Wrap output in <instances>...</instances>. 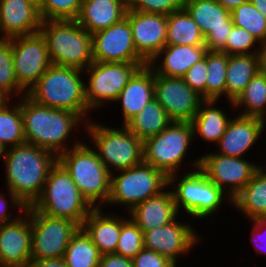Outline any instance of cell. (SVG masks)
<instances>
[{"mask_svg":"<svg viewBox=\"0 0 266 267\" xmlns=\"http://www.w3.org/2000/svg\"><path fill=\"white\" fill-rule=\"evenodd\" d=\"M264 120L266 119L240 115L231 119L226 132L217 143L219 154L241 157L260 137L266 124Z\"/></svg>","mask_w":266,"mask_h":267,"instance_id":"22","label":"cell"},{"mask_svg":"<svg viewBox=\"0 0 266 267\" xmlns=\"http://www.w3.org/2000/svg\"><path fill=\"white\" fill-rule=\"evenodd\" d=\"M127 10V0H82L76 21L93 34L121 21Z\"/></svg>","mask_w":266,"mask_h":267,"instance_id":"25","label":"cell"},{"mask_svg":"<svg viewBox=\"0 0 266 267\" xmlns=\"http://www.w3.org/2000/svg\"><path fill=\"white\" fill-rule=\"evenodd\" d=\"M133 267H175L169 259L157 252L143 248L133 259Z\"/></svg>","mask_w":266,"mask_h":267,"instance_id":"44","label":"cell"},{"mask_svg":"<svg viewBox=\"0 0 266 267\" xmlns=\"http://www.w3.org/2000/svg\"><path fill=\"white\" fill-rule=\"evenodd\" d=\"M258 49L260 72L266 74V43L261 44Z\"/></svg>","mask_w":266,"mask_h":267,"instance_id":"49","label":"cell"},{"mask_svg":"<svg viewBox=\"0 0 266 267\" xmlns=\"http://www.w3.org/2000/svg\"><path fill=\"white\" fill-rule=\"evenodd\" d=\"M0 32H2L1 26H0ZM6 40V38L3 36L2 38H0V42Z\"/></svg>","mask_w":266,"mask_h":267,"instance_id":"55","label":"cell"},{"mask_svg":"<svg viewBox=\"0 0 266 267\" xmlns=\"http://www.w3.org/2000/svg\"><path fill=\"white\" fill-rule=\"evenodd\" d=\"M27 267H66L63 258L30 261Z\"/></svg>","mask_w":266,"mask_h":267,"instance_id":"46","label":"cell"},{"mask_svg":"<svg viewBox=\"0 0 266 267\" xmlns=\"http://www.w3.org/2000/svg\"><path fill=\"white\" fill-rule=\"evenodd\" d=\"M234 107L244 105L245 111L240 116L264 119L266 112V74L258 72L246 85L242 93L232 104ZM241 105V106H240Z\"/></svg>","mask_w":266,"mask_h":267,"instance_id":"34","label":"cell"},{"mask_svg":"<svg viewBox=\"0 0 266 267\" xmlns=\"http://www.w3.org/2000/svg\"><path fill=\"white\" fill-rule=\"evenodd\" d=\"M31 207L51 217L72 220L80 227L93 209L58 162L49 172L41 195Z\"/></svg>","mask_w":266,"mask_h":267,"instance_id":"6","label":"cell"},{"mask_svg":"<svg viewBox=\"0 0 266 267\" xmlns=\"http://www.w3.org/2000/svg\"><path fill=\"white\" fill-rule=\"evenodd\" d=\"M154 96L172 121L191 122L204 100L181 77L155 74Z\"/></svg>","mask_w":266,"mask_h":267,"instance_id":"16","label":"cell"},{"mask_svg":"<svg viewBox=\"0 0 266 267\" xmlns=\"http://www.w3.org/2000/svg\"><path fill=\"white\" fill-rule=\"evenodd\" d=\"M143 248V231L131 218H128L122 224L115 254L133 259Z\"/></svg>","mask_w":266,"mask_h":267,"instance_id":"39","label":"cell"},{"mask_svg":"<svg viewBox=\"0 0 266 267\" xmlns=\"http://www.w3.org/2000/svg\"><path fill=\"white\" fill-rule=\"evenodd\" d=\"M233 24L244 28L261 44L266 43V18L250 0L231 11Z\"/></svg>","mask_w":266,"mask_h":267,"instance_id":"37","label":"cell"},{"mask_svg":"<svg viewBox=\"0 0 266 267\" xmlns=\"http://www.w3.org/2000/svg\"><path fill=\"white\" fill-rule=\"evenodd\" d=\"M172 120L164 108L154 98L141 112L132 117L125 126L139 139H145L159 134Z\"/></svg>","mask_w":266,"mask_h":267,"instance_id":"32","label":"cell"},{"mask_svg":"<svg viewBox=\"0 0 266 267\" xmlns=\"http://www.w3.org/2000/svg\"><path fill=\"white\" fill-rule=\"evenodd\" d=\"M99 267H133L132 259L115 253L101 256Z\"/></svg>","mask_w":266,"mask_h":267,"instance_id":"45","label":"cell"},{"mask_svg":"<svg viewBox=\"0 0 266 267\" xmlns=\"http://www.w3.org/2000/svg\"><path fill=\"white\" fill-rule=\"evenodd\" d=\"M9 99H11L3 90L0 89V107L9 104Z\"/></svg>","mask_w":266,"mask_h":267,"instance_id":"52","label":"cell"},{"mask_svg":"<svg viewBox=\"0 0 266 267\" xmlns=\"http://www.w3.org/2000/svg\"><path fill=\"white\" fill-rule=\"evenodd\" d=\"M193 137L191 122L172 121L159 134L143 141V162L161 170L168 177L169 186L177 178L176 170Z\"/></svg>","mask_w":266,"mask_h":267,"instance_id":"7","label":"cell"},{"mask_svg":"<svg viewBox=\"0 0 266 267\" xmlns=\"http://www.w3.org/2000/svg\"><path fill=\"white\" fill-rule=\"evenodd\" d=\"M92 55L95 62H146L135 49L126 17L92 34Z\"/></svg>","mask_w":266,"mask_h":267,"instance_id":"17","label":"cell"},{"mask_svg":"<svg viewBox=\"0 0 266 267\" xmlns=\"http://www.w3.org/2000/svg\"><path fill=\"white\" fill-rule=\"evenodd\" d=\"M12 57L18 85L27 93L51 65L41 33L12 38Z\"/></svg>","mask_w":266,"mask_h":267,"instance_id":"13","label":"cell"},{"mask_svg":"<svg viewBox=\"0 0 266 267\" xmlns=\"http://www.w3.org/2000/svg\"><path fill=\"white\" fill-rule=\"evenodd\" d=\"M39 32L51 64L84 70L93 62L92 34L76 20H44Z\"/></svg>","mask_w":266,"mask_h":267,"instance_id":"4","label":"cell"},{"mask_svg":"<svg viewBox=\"0 0 266 267\" xmlns=\"http://www.w3.org/2000/svg\"><path fill=\"white\" fill-rule=\"evenodd\" d=\"M0 89L9 97L12 92L23 93L22 97L27 93L18 85L16 79L13 57H12V38L0 42Z\"/></svg>","mask_w":266,"mask_h":267,"instance_id":"38","label":"cell"},{"mask_svg":"<svg viewBox=\"0 0 266 267\" xmlns=\"http://www.w3.org/2000/svg\"><path fill=\"white\" fill-rule=\"evenodd\" d=\"M183 8L198 24L208 51H222L234 25L231 12L215 0H184Z\"/></svg>","mask_w":266,"mask_h":267,"instance_id":"14","label":"cell"},{"mask_svg":"<svg viewBox=\"0 0 266 267\" xmlns=\"http://www.w3.org/2000/svg\"><path fill=\"white\" fill-rule=\"evenodd\" d=\"M164 52L161 65L156 66V59ZM207 52L206 46L165 45L148 64L157 75L182 78L196 62L205 58Z\"/></svg>","mask_w":266,"mask_h":267,"instance_id":"26","label":"cell"},{"mask_svg":"<svg viewBox=\"0 0 266 267\" xmlns=\"http://www.w3.org/2000/svg\"><path fill=\"white\" fill-rule=\"evenodd\" d=\"M235 208L250 217H266V170L260 167L245 187L232 199Z\"/></svg>","mask_w":266,"mask_h":267,"instance_id":"29","label":"cell"},{"mask_svg":"<svg viewBox=\"0 0 266 267\" xmlns=\"http://www.w3.org/2000/svg\"><path fill=\"white\" fill-rule=\"evenodd\" d=\"M241 158L224 156L219 153H210L200 158L199 168L210 181L223 191L230 186V190L226 192L227 194L229 192V197L227 196V198L231 203L232 199L245 187L260 168V166Z\"/></svg>","mask_w":266,"mask_h":267,"instance_id":"15","label":"cell"},{"mask_svg":"<svg viewBox=\"0 0 266 267\" xmlns=\"http://www.w3.org/2000/svg\"><path fill=\"white\" fill-rule=\"evenodd\" d=\"M186 84L195 90L201 97L206 100V81L207 65L206 56L204 59L196 62L182 77Z\"/></svg>","mask_w":266,"mask_h":267,"instance_id":"43","label":"cell"},{"mask_svg":"<svg viewBox=\"0 0 266 267\" xmlns=\"http://www.w3.org/2000/svg\"><path fill=\"white\" fill-rule=\"evenodd\" d=\"M31 224V261L63 258L80 226L69 219L51 217L27 206Z\"/></svg>","mask_w":266,"mask_h":267,"instance_id":"10","label":"cell"},{"mask_svg":"<svg viewBox=\"0 0 266 267\" xmlns=\"http://www.w3.org/2000/svg\"><path fill=\"white\" fill-rule=\"evenodd\" d=\"M257 39L244 28L233 25L227 38L226 47L222 52L227 55L258 54L259 50L249 51L255 46Z\"/></svg>","mask_w":266,"mask_h":267,"instance_id":"41","label":"cell"},{"mask_svg":"<svg viewBox=\"0 0 266 267\" xmlns=\"http://www.w3.org/2000/svg\"><path fill=\"white\" fill-rule=\"evenodd\" d=\"M27 1L38 9H40L43 4V0H27Z\"/></svg>","mask_w":266,"mask_h":267,"instance_id":"53","label":"cell"},{"mask_svg":"<svg viewBox=\"0 0 266 267\" xmlns=\"http://www.w3.org/2000/svg\"><path fill=\"white\" fill-rule=\"evenodd\" d=\"M131 219L143 231H150L174 221L178 210L171 191H161L130 211Z\"/></svg>","mask_w":266,"mask_h":267,"instance_id":"24","label":"cell"},{"mask_svg":"<svg viewBox=\"0 0 266 267\" xmlns=\"http://www.w3.org/2000/svg\"><path fill=\"white\" fill-rule=\"evenodd\" d=\"M252 220H253V223H254L252 234L254 232H256V231H259L260 229H263L262 227L266 226V217L255 218V219H252ZM253 240H254V238L251 239V242H253ZM255 242H257V241H255ZM255 245H256V243H255Z\"/></svg>","mask_w":266,"mask_h":267,"instance_id":"50","label":"cell"},{"mask_svg":"<svg viewBox=\"0 0 266 267\" xmlns=\"http://www.w3.org/2000/svg\"><path fill=\"white\" fill-rule=\"evenodd\" d=\"M7 201H6V198L5 196L0 193V224L1 223H6V222H12V221H15L16 219L13 218V219H10L11 218V215L9 214H6L7 213V209H8V206H7ZM9 219L11 221H9Z\"/></svg>","mask_w":266,"mask_h":267,"instance_id":"47","label":"cell"},{"mask_svg":"<svg viewBox=\"0 0 266 267\" xmlns=\"http://www.w3.org/2000/svg\"><path fill=\"white\" fill-rule=\"evenodd\" d=\"M206 65V99L218 100L226 92L228 55L222 51H208Z\"/></svg>","mask_w":266,"mask_h":267,"instance_id":"36","label":"cell"},{"mask_svg":"<svg viewBox=\"0 0 266 267\" xmlns=\"http://www.w3.org/2000/svg\"><path fill=\"white\" fill-rule=\"evenodd\" d=\"M5 150L4 148L0 145V157L4 154Z\"/></svg>","mask_w":266,"mask_h":267,"instance_id":"54","label":"cell"},{"mask_svg":"<svg viewBox=\"0 0 266 267\" xmlns=\"http://www.w3.org/2000/svg\"><path fill=\"white\" fill-rule=\"evenodd\" d=\"M120 172L122 174L118 176L111 174L107 203L125 204L128 211L168 187V177L161 170L145 162Z\"/></svg>","mask_w":266,"mask_h":267,"instance_id":"9","label":"cell"},{"mask_svg":"<svg viewBox=\"0 0 266 267\" xmlns=\"http://www.w3.org/2000/svg\"><path fill=\"white\" fill-rule=\"evenodd\" d=\"M256 9L266 18V0H250Z\"/></svg>","mask_w":266,"mask_h":267,"instance_id":"51","label":"cell"},{"mask_svg":"<svg viewBox=\"0 0 266 267\" xmlns=\"http://www.w3.org/2000/svg\"><path fill=\"white\" fill-rule=\"evenodd\" d=\"M86 130L98 149L99 159L111 174L110 165L120 171L143 162V141L125 125L118 130L88 122Z\"/></svg>","mask_w":266,"mask_h":267,"instance_id":"8","label":"cell"},{"mask_svg":"<svg viewBox=\"0 0 266 267\" xmlns=\"http://www.w3.org/2000/svg\"><path fill=\"white\" fill-rule=\"evenodd\" d=\"M58 163L68 172L82 196L93 207L104 204L110 196L111 173L96 151L82 142L58 155Z\"/></svg>","mask_w":266,"mask_h":267,"instance_id":"5","label":"cell"},{"mask_svg":"<svg viewBox=\"0 0 266 267\" xmlns=\"http://www.w3.org/2000/svg\"><path fill=\"white\" fill-rule=\"evenodd\" d=\"M166 45L205 46L198 24L184 8L167 15Z\"/></svg>","mask_w":266,"mask_h":267,"instance_id":"31","label":"cell"},{"mask_svg":"<svg viewBox=\"0 0 266 267\" xmlns=\"http://www.w3.org/2000/svg\"><path fill=\"white\" fill-rule=\"evenodd\" d=\"M193 165L196 171L186 173L176 186L177 189L171 192L178 211L182 205L193 218H204L220 208L225 191L210 181L199 168L200 158Z\"/></svg>","mask_w":266,"mask_h":267,"instance_id":"11","label":"cell"},{"mask_svg":"<svg viewBox=\"0 0 266 267\" xmlns=\"http://www.w3.org/2000/svg\"><path fill=\"white\" fill-rule=\"evenodd\" d=\"M128 9L170 15L171 13L183 9L184 0H127Z\"/></svg>","mask_w":266,"mask_h":267,"instance_id":"42","label":"cell"},{"mask_svg":"<svg viewBox=\"0 0 266 267\" xmlns=\"http://www.w3.org/2000/svg\"><path fill=\"white\" fill-rule=\"evenodd\" d=\"M27 219L0 224V267H27L31 261V224Z\"/></svg>","mask_w":266,"mask_h":267,"instance_id":"20","label":"cell"},{"mask_svg":"<svg viewBox=\"0 0 266 267\" xmlns=\"http://www.w3.org/2000/svg\"><path fill=\"white\" fill-rule=\"evenodd\" d=\"M216 101L218 100H203L200 103L198 112L191 121V124L194 136L199 133L200 137L205 140L218 143L220 138L226 132L231 119H228L221 109L215 108V106L213 107Z\"/></svg>","mask_w":266,"mask_h":267,"instance_id":"30","label":"cell"},{"mask_svg":"<svg viewBox=\"0 0 266 267\" xmlns=\"http://www.w3.org/2000/svg\"><path fill=\"white\" fill-rule=\"evenodd\" d=\"M217 1L221 6L229 10L230 12L235 9L236 7H239L242 3H245L248 0H215Z\"/></svg>","mask_w":266,"mask_h":267,"instance_id":"48","label":"cell"},{"mask_svg":"<svg viewBox=\"0 0 266 267\" xmlns=\"http://www.w3.org/2000/svg\"><path fill=\"white\" fill-rule=\"evenodd\" d=\"M101 207L93 208L83 221L81 228L91 238L100 253H115L121 234L122 224L126 221L119 217L103 215Z\"/></svg>","mask_w":266,"mask_h":267,"instance_id":"27","label":"cell"},{"mask_svg":"<svg viewBox=\"0 0 266 267\" xmlns=\"http://www.w3.org/2000/svg\"><path fill=\"white\" fill-rule=\"evenodd\" d=\"M79 70L51 64L27 92L36 104L77 113L83 120L90 110L85 98V83Z\"/></svg>","mask_w":266,"mask_h":267,"instance_id":"3","label":"cell"},{"mask_svg":"<svg viewBox=\"0 0 266 267\" xmlns=\"http://www.w3.org/2000/svg\"><path fill=\"white\" fill-rule=\"evenodd\" d=\"M102 254L80 227L71 237L63 260L66 267H99Z\"/></svg>","mask_w":266,"mask_h":267,"instance_id":"33","label":"cell"},{"mask_svg":"<svg viewBox=\"0 0 266 267\" xmlns=\"http://www.w3.org/2000/svg\"><path fill=\"white\" fill-rule=\"evenodd\" d=\"M21 113L26 143L56 152L57 156L68 150L63 143L83 120L77 113L36 104L27 95L22 98Z\"/></svg>","mask_w":266,"mask_h":267,"instance_id":"2","label":"cell"},{"mask_svg":"<svg viewBox=\"0 0 266 267\" xmlns=\"http://www.w3.org/2000/svg\"><path fill=\"white\" fill-rule=\"evenodd\" d=\"M9 106L6 104L0 107V145L4 150L9 145L15 147L26 143L21 102L17 106H13V108Z\"/></svg>","mask_w":266,"mask_h":267,"instance_id":"35","label":"cell"},{"mask_svg":"<svg viewBox=\"0 0 266 267\" xmlns=\"http://www.w3.org/2000/svg\"><path fill=\"white\" fill-rule=\"evenodd\" d=\"M195 230L176 219L164 226L143 232L144 248L153 250L176 265L177 256L198 242Z\"/></svg>","mask_w":266,"mask_h":267,"instance_id":"19","label":"cell"},{"mask_svg":"<svg viewBox=\"0 0 266 267\" xmlns=\"http://www.w3.org/2000/svg\"><path fill=\"white\" fill-rule=\"evenodd\" d=\"M39 9L27 0H0V26L6 39L39 33Z\"/></svg>","mask_w":266,"mask_h":267,"instance_id":"21","label":"cell"},{"mask_svg":"<svg viewBox=\"0 0 266 267\" xmlns=\"http://www.w3.org/2000/svg\"><path fill=\"white\" fill-rule=\"evenodd\" d=\"M155 73L149 64L140 67L120 92L117 101H122L123 124L136 116L152 101L154 96Z\"/></svg>","mask_w":266,"mask_h":267,"instance_id":"23","label":"cell"},{"mask_svg":"<svg viewBox=\"0 0 266 267\" xmlns=\"http://www.w3.org/2000/svg\"><path fill=\"white\" fill-rule=\"evenodd\" d=\"M137 53L149 63L166 45L167 15L127 10Z\"/></svg>","mask_w":266,"mask_h":267,"instance_id":"18","label":"cell"},{"mask_svg":"<svg viewBox=\"0 0 266 267\" xmlns=\"http://www.w3.org/2000/svg\"><path fill=\"white\" fill-rule=\"evenodd\" d=\"M259 71L258 54L228 55L225 96L231 105Z\"/></svg>","mask_w":266,"mask_h":267,"instance_id":"28","label":"cell"},{"mask_svg":"<svg viewBox=\"0 0 266 267\" xmlns=\"http://www.w3.org/2000/svg\"><path fill=\"white\" fill-rule=\"evenodd\" d=\"M147 62H95L87 68L89 84L85 86V98L91 111L104 101H117L123 88L134 73Z\"/></svg>","mask_w":266,"mask_h":267,"instance_id":"12","label":"cell"},{"mask_svg":"<svg viewBox=\"0 0 266 267\" xmlns=\"http://www.w3.org/2000/svg\"><path fill=\"white\" fill-rule=\"evenodd\" d=\"M6 181L11 202L23 212L41 195L58 156L47 149L24 143L4 152Z\"/></svg>","mask_w":266,"mask_h":267,"instance_id":"1","label":"cell"},{"mask_svg":"<svg viewBox=\"0 0 266 267\" xmlns=\"http://www.w3.org/2000/svg\"><path fill=\"white\" fill-rule=\"evenodd\" d=\"M82 0H43L39 9L44 20H76L81 10Z\"/></svg>","mask_w":266,"mask_h":267,"instance_id":"40","label":"cell"}]
</instances>
